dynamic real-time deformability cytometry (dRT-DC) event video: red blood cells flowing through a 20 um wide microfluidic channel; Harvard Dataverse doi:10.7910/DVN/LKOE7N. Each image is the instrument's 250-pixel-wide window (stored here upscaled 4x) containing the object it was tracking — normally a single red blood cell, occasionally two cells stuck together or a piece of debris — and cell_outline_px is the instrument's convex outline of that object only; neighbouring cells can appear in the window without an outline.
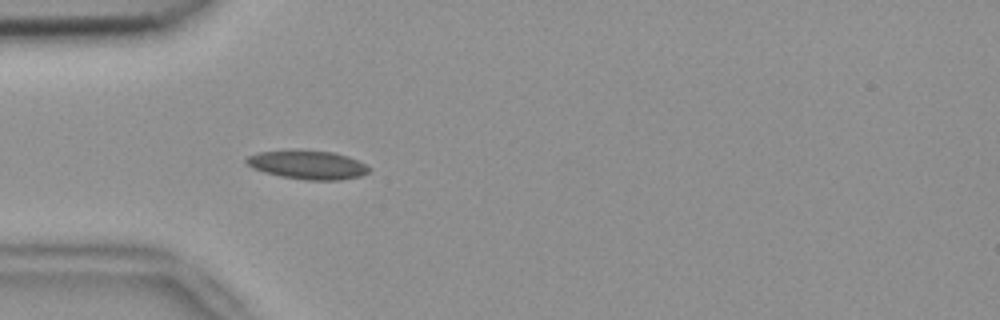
{"species": "common noctule bat (a hibernating species)", "species_latin": "Nyctalus noctula", "temperature_condition": "room temperature", "stored_images_in_passage": 36, "camera_frame_rate_fps": 3000, "um_per_image_px": 0.085, "animal": {"sex": "female", "body_mass_g": 18.4}, "frame": {"image": 1, "passage_image": 15, "time_ms": 4.667, "image_size_px": [1000, 320], "cell_outline_px": [[372, 168], [368, 172], [360, 176], [340, 180], [304, 180], [280, 176], [264, 172], [252, 168], [244, 164], [244, 160], [248, 156], [256, 152], [296, 148], [336, 152], [348, 156]], "centroid_in_image_um": [26.09, 13.98], "position_along_channel_um": 58.9, "area_um2": 21.21}}
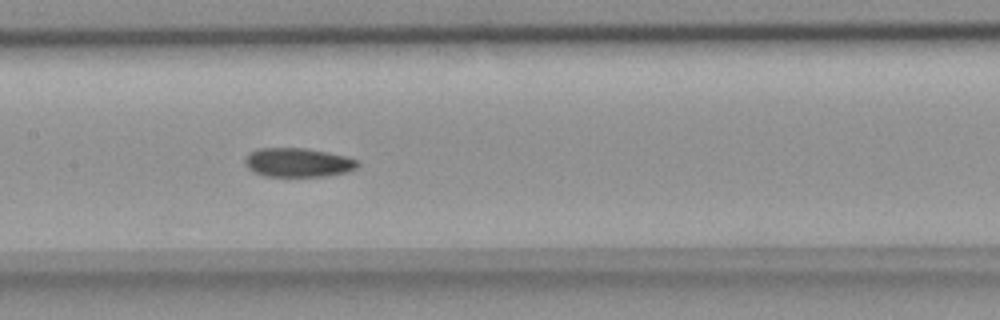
{"frame": {"image": 2, "passage_image": 25, "time_ms": 8.0, "image_size_px": [1000, 320], "cell_outline_px": [[360, 164], [356, 168], [348, 172], [324, 176], [264, 176], [248, 168], [244, 164], [244, 160], [248, 152], [256, 148], [308, 148], [348, 156], [360, 160]], "centroid_in_image_um": [25.35, 13.8], "position_along_channel_um": 182.0, "area_um2": 19.36}}